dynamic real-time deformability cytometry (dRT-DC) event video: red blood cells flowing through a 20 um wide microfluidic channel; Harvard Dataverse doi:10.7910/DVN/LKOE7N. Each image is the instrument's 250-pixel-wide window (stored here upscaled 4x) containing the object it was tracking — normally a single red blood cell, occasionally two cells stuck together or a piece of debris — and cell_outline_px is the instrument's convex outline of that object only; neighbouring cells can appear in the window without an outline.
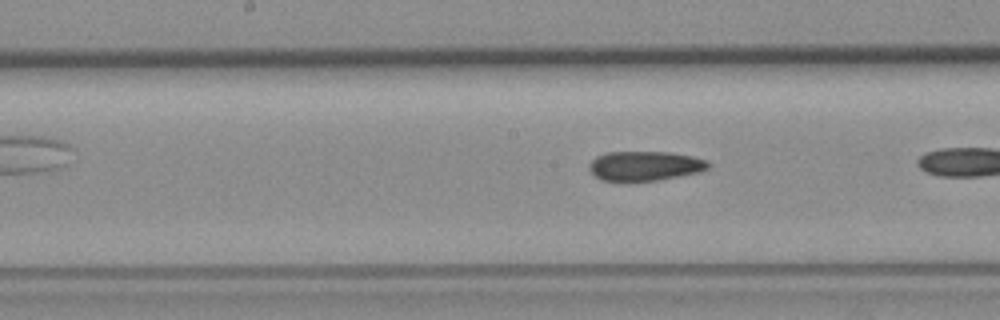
{"species": "common noctule bat (a hibernating species)", "species_latin": "Nyctalus noctula", "temperature_condition": "room temperature", "stored_images_in_passage": 10, "camera_frame_rate_fps": 3000, "um_per_image_px": 0.085, "animal": {"sex": "female", "body_mass_g": 19.3, "forearm_length_mm": 54.1}, "frame": {"image": 1, "passage_image": 10, "time_ms": 11.333, "image_size_px": [1000, 320], "cell_outline_px": [[712, 164], [708, 168], [700, 172], [660, 180], [628, 184], [616, 184], [600, 180], [588, 168], [588, 164], [596, 156], [608, 152], [668, 152], [692, 156], [708, 160]], "centroid_in_image_um": [54.77, 14.15], "position_along_channel_um": 193.4, "area_um2": 21.5}}